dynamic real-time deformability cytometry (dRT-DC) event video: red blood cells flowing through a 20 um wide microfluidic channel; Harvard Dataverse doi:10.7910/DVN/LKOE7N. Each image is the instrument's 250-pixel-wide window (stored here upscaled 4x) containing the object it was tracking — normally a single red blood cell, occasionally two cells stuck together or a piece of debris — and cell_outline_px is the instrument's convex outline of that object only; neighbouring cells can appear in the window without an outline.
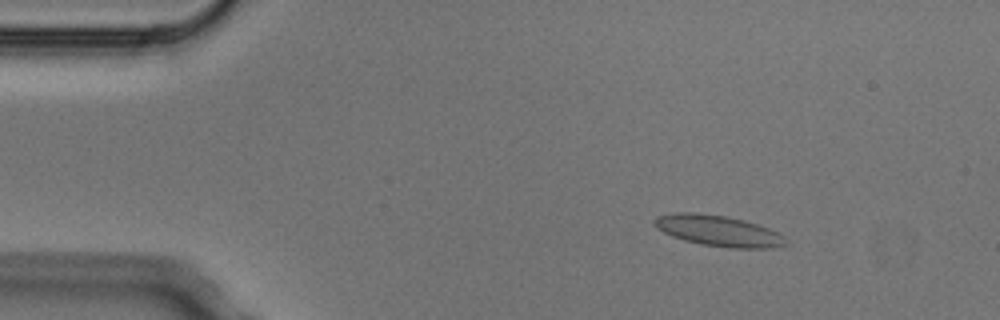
{"species": "Egyptian fruit bat (a non-hibernating species)", "species_latin": "Rousettus aegyptiacus", "temperature_condition": "cold", "stored_images_in_passage": 4, "camera_frame_rate_fps": 3000, "um_per_image_px": 0.085, "animal": {"sex": "male"}, "frame": {"image": 1, "passage_image": 3, "time_ms": 0.667, "image_size_px": [1000, 320], "cell_outline_px": [[792, 244], [776, 248], [728, 248], [700, 244], [684, 240], [672, 236], [656, 228], [652, 224], [652, 220], [656, 216], [676, 212], [692, 212], [728, 216], [744, 220], [768, 228], [784, 236]], "centroid_in_image_um": [61.08, 19.62], "position_along_channel_um": 23.9, "area_um2": 24.04}}